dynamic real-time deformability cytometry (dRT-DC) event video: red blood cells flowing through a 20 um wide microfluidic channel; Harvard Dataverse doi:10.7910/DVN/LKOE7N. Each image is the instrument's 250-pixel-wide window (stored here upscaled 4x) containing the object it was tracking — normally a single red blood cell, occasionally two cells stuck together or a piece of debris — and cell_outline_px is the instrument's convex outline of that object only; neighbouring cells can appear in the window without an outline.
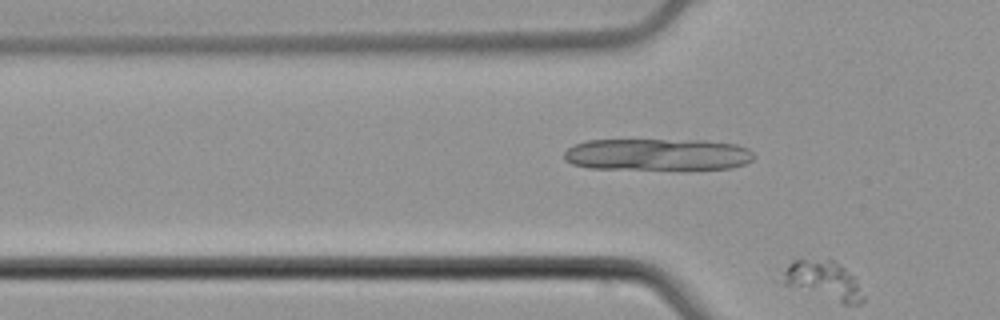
{"species": "common noctule bat (a hibernating species)", "species_latin": "Nyctalus noctula", "temperature_condition": "cold", "stored_images_in_passage": 15, "segment_of_instrument_passage": [2, 2], "camera_frame_rate_fps": 3000, "um_per_image_px": 0.085, "animal": {"sex": "male", "body_mass_g": 21.5, "forearm_length_mm": 52.0}, "frame": {"image": 1, "passage_image": 15, "time_ms": 4.667, "image_size_px": [1000, 320], "cell_outline_px": [[864, 300], [860, 304], [844, 304], [772, 280], [792, 260], [832, 260], [844, 268], [852, 276], [864, 296]], "centroid_in_image_um": [69.86, 23.83], "position_along_channel_um": 55.9, "area_um2": 18.21}}